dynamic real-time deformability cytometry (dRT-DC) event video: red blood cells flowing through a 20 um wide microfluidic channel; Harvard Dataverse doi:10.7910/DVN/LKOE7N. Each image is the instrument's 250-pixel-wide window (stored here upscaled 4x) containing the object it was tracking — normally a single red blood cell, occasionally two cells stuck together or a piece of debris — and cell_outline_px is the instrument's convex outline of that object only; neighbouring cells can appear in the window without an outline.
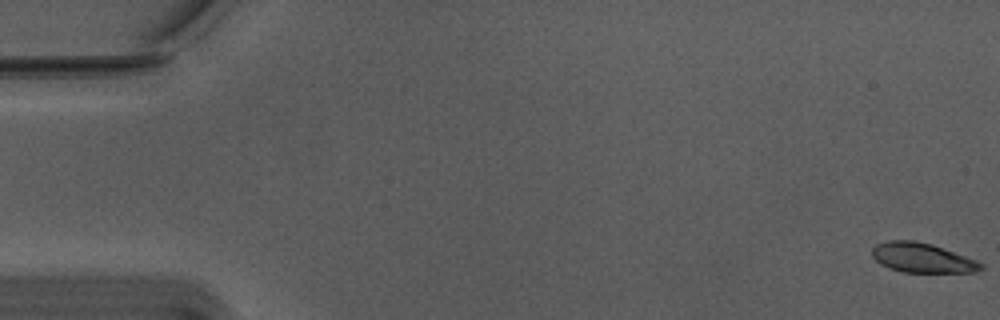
{"species": "Egyptian fruit bat (a non-hibernating species)", "species_latin": "Rousettus aegyptiacus", "temperature_condition": "warm", "stored_images_in_passage": 22, "camera_frame_rate_fps": 3000, "um_per_image_px": 0.085, "animal": {"sex": "male"}, "frame": {"image": 1, "passage_image": 1, "time_ms": 0.0, "image_size_px": [1000, 320], "cell_outline_px": [[984, 268], [976, 272], [904, 272], [880, 264], [872, 256], [872, 248], [876, 244], [888, 240], [916, 240], [932, 244], [976, 260], [984, 264]], "centroid_in_image_um": [78.39, 21.9], "position_along_channel_um": 6.6, "area_um2": 18.73}}
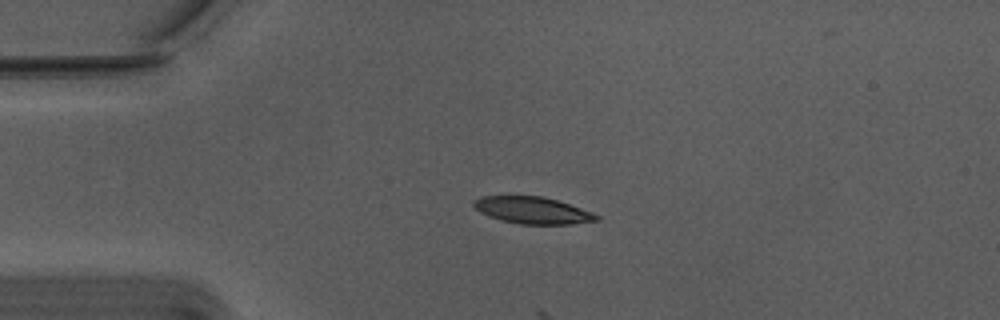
{"frame": {"image": 2, "passage_image": 14, "time_ms": 4.333, "image_size_px": [1000, 320], "cell_outline_px": [[600, 220], [572, 224], [520, 224], [500, 220], [488, 216], [480, 212], [472, 204], [472, 200], [480, 196], [544, 196], [592, 212], [600, 216]], "centroid_in_image_um": [45.24, 17.88], "position_along_channel_um": 39.8, "area_um2": 19.25}}
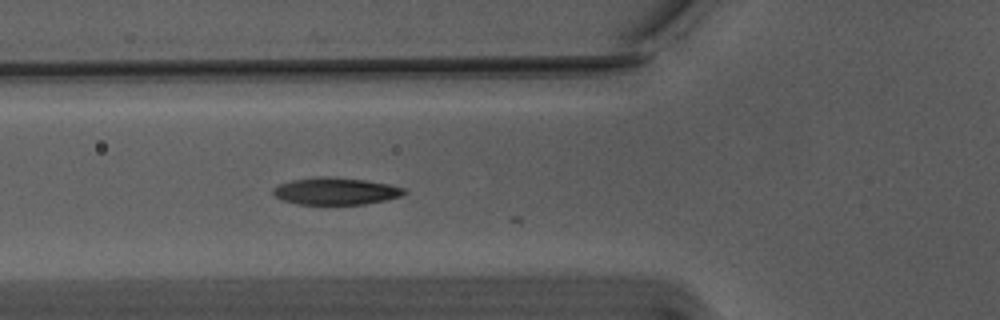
{"frame": {"image": 3, "passage_image": 21, "time_ms": 6.667, "image_size_px": [1000, 320], "cell_outline_px": [[408, 192], [400, 196], [388, 200], [364, 204], [296, 204], [280, 200], [272, 192], [272, 188], [276, 184], [292, 180], [316, 176], [328, 176], [364, 180], [388, 184], [404, 188]], "centroid_in_image_um": [28.49, 16.24], "position_along_channel_um": 97.3, "area_um2": 20.92}}